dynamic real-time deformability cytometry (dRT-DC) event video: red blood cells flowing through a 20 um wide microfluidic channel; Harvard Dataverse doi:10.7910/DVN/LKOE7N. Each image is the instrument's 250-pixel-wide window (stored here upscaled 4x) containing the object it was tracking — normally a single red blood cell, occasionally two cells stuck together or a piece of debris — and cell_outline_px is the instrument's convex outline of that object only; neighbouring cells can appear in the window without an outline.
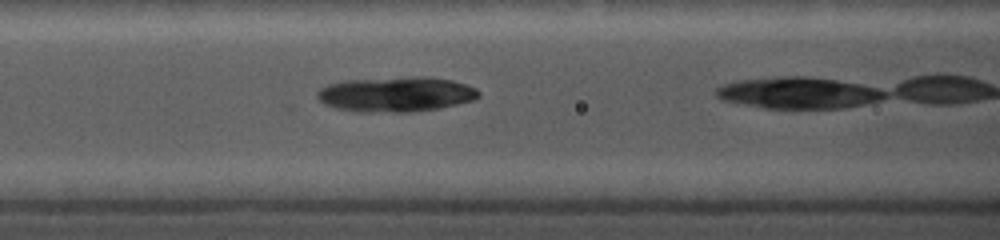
{"species": "common noctule bat (a hibernating species)", "species_latin": "Nyctalus noctula", "temperature_condition": "cold", "stored_images_in_passage": 15, "camera_frame_rate_fps": 5000, "um_per_image_px": 0.085, "animal": {"sex": "female", "body_mass_g": 19.0, "forearm_length_mm": 56.7}, "frame": {"image": 1, "passage_image": 5, "time_ms": 1.8, "image_size_px": [1000, 240], "cell_outline_px": [[480, 96], [476, 100], [440, 108], [412, 112], [352, 112], [336, 108], [324, 104], [316, 96], [316, 92], [320, 88], [328, 84], [348, 80], [416, 76], [428, 76], [452, 80], [476, 88], [480, 92]], "centroid_in_image_um": [33.67, 8.02], "position_along_channel_um": 132.9, "area_um2": 33.35}}
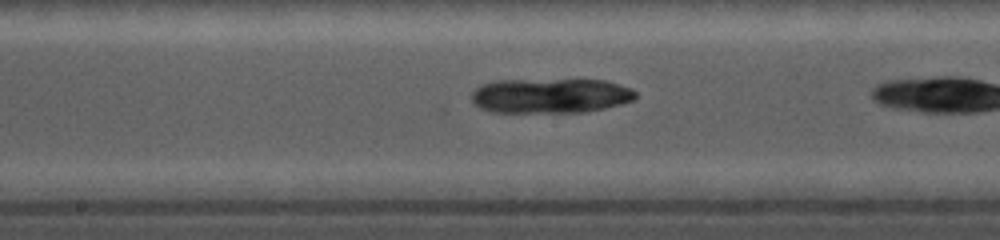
{"frame": {"image": 2, "passage_image": 9, "time_ms": 3.6, "image_size_px": [1000, 240], "cell_outline_px": [[636, 96], [632, 100], [620, 104], [604, 108], [584, 112], [492, 112], [480, 108], [472, 100], [472, 92], [480, 84], [500, 80], [604, 80], [628, 88], [636, 92]], "centroid_in_image_um": [46.74, 8.14], "position_along_channel_um": 201.5, "area_um2": 33.0}}